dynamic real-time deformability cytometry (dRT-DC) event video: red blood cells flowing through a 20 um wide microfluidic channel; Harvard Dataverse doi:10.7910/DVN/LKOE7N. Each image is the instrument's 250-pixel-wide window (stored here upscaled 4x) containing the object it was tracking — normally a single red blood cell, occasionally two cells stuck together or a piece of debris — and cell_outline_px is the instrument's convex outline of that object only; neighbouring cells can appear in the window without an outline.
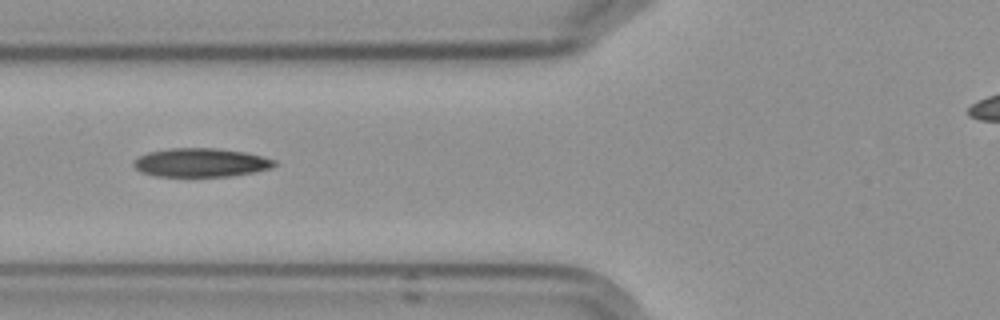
{"species": "Egyptian fruit bat (a non-hibernating species)", "species_latin": "Rousettus aegyptiacus", "temperature_condition": "cold", "stored_images_in_passage": 4, "camera_frame_rate_fps": 3000, "um_per_image_px": 0.085, "frame": {"image": 1, "passage_image": 2, "time_ms": 1.333, "image_size_px": [1000, 320], "cell_outline_px": [[276, 164], [272, 168], [232, 176], [156, 176], [140, 172], [132, 164], [132, 160], [148, 152], [172, 148], [216, 148], [244, 152], [276, 160]], "centroid_in_image_um": [17.04, 13.82], "position_along_channel_um": 108.8, "area_um2": 23.47}}
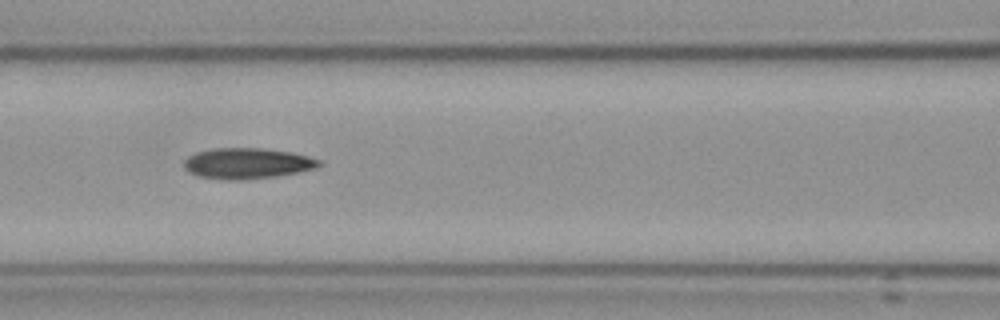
{"frame": {"image": 2, "passage_image": 3, "time_ms": 2.333, "image_size_px": [1000, 320], "cell_outline_px": [[324, 164], [316, 168], [300, 172], [276, 176], [244, 180], [224, 180], [200, 176], [188, 172], [184, 168], [184, 160], [188, 156], [196, 152], [216, 148], [264, 148], [292, 152], [308, 156], [320, 160]], "centroid_in_image_um": [21.04, 13.89], "position_along_channel_um": 145.6, "area_um2": 24.45}}